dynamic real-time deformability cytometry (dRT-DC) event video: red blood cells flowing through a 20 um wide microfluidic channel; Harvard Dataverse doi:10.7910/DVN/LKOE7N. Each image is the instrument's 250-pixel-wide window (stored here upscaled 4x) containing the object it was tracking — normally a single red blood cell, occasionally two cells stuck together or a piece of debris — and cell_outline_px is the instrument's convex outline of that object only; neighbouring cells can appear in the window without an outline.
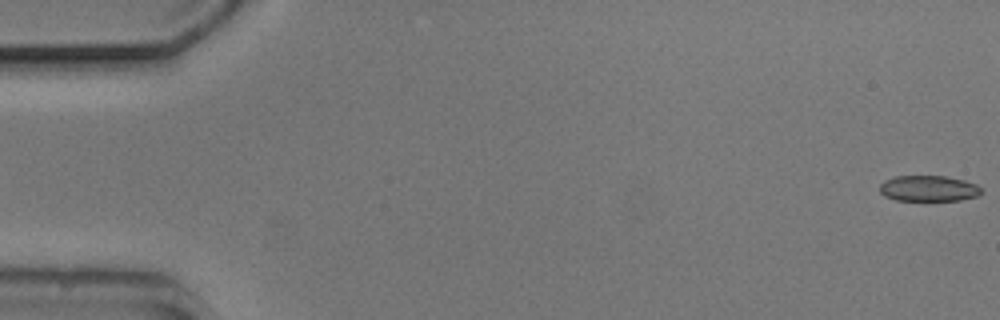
{"species": "common noctule bat (a hibernating species)", "species_latin": "Nyctalus noctula", "temperature_condition": "cold", "stored_images_in_passage": 11, "camera_frame_rate_fps": 3000, "um_per_image_px": 0.085, "animal": {"sex": "male", "body_mass_g": 20.5, "forearm_length_mm": 52.5}, "frame": {"image": 1, "passage_image": 1, "time_ms": 0.0, "image_size_px": [1000, 320], "cell_outline_px": [[984, 192], [980, 196], [960, 200], [896, 200], [884, 196], [880, 192], [880, 184], [884, 180], [896, 176], [944, 176], [964, 180], [976, 184]], "centroid_in_image_um": [78.95, 16.02], "position_along_channel_um": 6.1, "area_um2": 15.37}}